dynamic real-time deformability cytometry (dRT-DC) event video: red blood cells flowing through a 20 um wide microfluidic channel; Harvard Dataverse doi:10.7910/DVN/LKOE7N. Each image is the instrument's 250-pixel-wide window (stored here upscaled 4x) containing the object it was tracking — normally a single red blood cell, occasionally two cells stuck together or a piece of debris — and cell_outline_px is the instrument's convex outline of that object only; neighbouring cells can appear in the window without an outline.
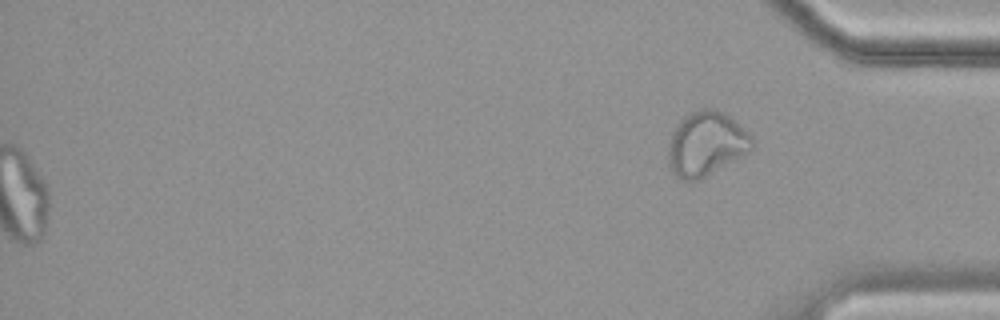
{"species": "common noctule bat (a hibernating species)", "species_latin": "Nyctalus noctula", "temperature_condition": "cold", "stored_images_in_passage": 41, "segment_of_instrument_passage": [2, 2], "camera_frame_rate_fps": 3000, "um_per_image_px": 0.085, "animal": {"sex": "female", "body_mass_g": 19.9}, "frame": {"image": 1, "passage_image": 41, "time_ms": 13.333, "image_size_px": [1000, 320], "cell_outline_px": [[752, 148], [748, 152], [700, 180], [680, 180], [672, 172], [668, 164], [668, 144], [672, 132], [680, 120], [684, 116], [700, 108], [716, 108], [724, 112], [736, 120], [752, 136]], "centroid_in_image_um": [60.01, 12.21], "position_along_channel_um": 375.2, "area_um2": 31.62}}